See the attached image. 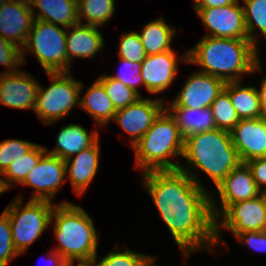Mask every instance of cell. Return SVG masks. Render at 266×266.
Masks as SVG:
<instances>
[{"instance_id":"45","label":"cell","mask_w":266,"mask_h":266,"mask_svg":"<svg viewBox=\"0 0 266 266\" xmlns=\"http://www.w3.org/2000/svg\"><path fill=\"white\" fill-rule=\"evenodd\" d=\"M7 190H9L3 181V178H0V194L5 193Z\"/></svg>"},{"instance_id":"33","label":"cell","mask_w":266,"mask_h":266,"mask_svg":"<svg viewBox=\"0 0 266 266\" xmlns=\"http://www.w3.org/2000/svg\"><path fill=\"white\" fill-rule=\"evenodd\" d=\"M34 145L35 143L19 139H7L0 142V175L12 162L22 157Z\"/></svg>"},{"instance_id":"27","label":"cell","mask_w":266,"mask_h":266,"mask_svg":"<svg viewBox=\"0 0 266 266\" xmlns=\"http://www.w3.org/2000/svg\"><path fill=\"white\" fill-rule=\"evenodd\" d=\"M46 153V147L35 144L27 153L12 162L2 173L5 186L10 189L21 184Z\"/></svg>"},{"instance_id":"43","label":"cell","mask_w":266,"mask_h":266,"mask_svg":"<svg viewBox=\"0 0 266 266\" xmlns=\"http://www.w3.org/2000/svg\"><path fill=\"white\" fill-rule=\"evenodd\" d=\"M78 263L75 264L76 260L65 261L64 266H97L96 259H86V260H77Z\"/></svg>"},{"instance_id":"39","label":"cell","mask_w":266,"mask_h":266,"mask_svg":"<svg viewBox=\"0 0 266 266\" xmlns=\"http://www.w3.org/2000/svg\"><path fill=\"white\" fill-rule=\"evenodd\" d=\"M250 168L254 181L262 193H266V157L245 162Z\"/></svg>"},{"instance_id":"37","label":"cell","mask_w":266,"mask_h":266,"mask_svg":"<svg viewBox=\"0 0 266 266\" xmlns=\"http://www.w3.org/2000/svg\"><path fill=\"white\" fill-rule=\"evenodd\" d=\"M0 64L5 66L2 73H14L18 71V67L22 65V50L16 45L8 42L0 35Z\"/></svg>"},{"instance_id":"31","label":"cell","mask_w":266,"mask_h":266,"mask_svg":"<svg viewBox=\"0 0 266 266\" xmlns=\"http://www.w3.org/2000/svg\"><path fill=\"white\" fill-rule=\"evenodd\" d=\"M211 110L217 129L231 132L240 121L229 94L223 90L211 104Z\"/></svg>"},{"instance_id":"20","label":"cell","mask_w":266,"mask_h":266,"mask_svg":"<svg viewBox=\"0 0 266 266\" xmlns=\"http://www.w3.org/2000/svg\"><path fill=\"white\" fill-rule=\"evenodd\" d=\"M103 39L97 26H90L84 23L72 25L66 30L68 62L71 64L72 59L76 57L84 59L93 58L104 47Z\"/></svg>"},{"instance_id":"6","label":"cell","mask_w":266,"mask_h":266,"mask_svg":"<svg viewBox=\"0 0 266 266\" xmlns=\"http://www.w3.org/2000/svg\"><path fill=\"white\" fill-rule=\"evenodd\" d=\"M22 197L19 193L3 209L9 216L13 245L20 255L51 225V213L55 207L50 201L29 199L22 208Z\"/></svg>"},{"instance_id":"15","label":"cell","mask_w":266,"mask_h":266,"mask_svg":"<svg viewBox=\"0 0 266 266\" xmlns=\"http://www.w3.org/2000/svg\"><path fill=\"white\" fill-rule=\"evenodd\" d=\"M225 82L199 71L190 75L179 94L165 107H186L200 109L210 107L212 102L224 90Z\"/></svg>"},{"instance_id":"8","label":"cell","mask_w":266,"mask_h":266,"mask_svg":"<svg viewBox=\"0 0 266 266\" xmlns=\"http://www.w3.org/2000/svg\"><path fill=\"white\" fill-rule=\"evenodd\" d=\"M25 52L38 59L45 73L71 70L66 53V31L56 24L35 19L22 49V63H25Z\"/></svg>"},{"instance_id":"41","label":"cell","mask_w":266,"mask_h":266,"mask_svg":"<svg viewBox=\"0 0 266 266\" xmlns=\"http://www.w3.org/2000/svg\"><path fill=\"white\" fill-rule=\"evenodd\" d=\"M258 95L260 100V106L262 110V117L266 118V77H264L261 81V86L259 88Z\"/></svg>"},{"instance_id":"19","label":"cell","mask_w":266,"mask_h":266,"mask_svg":"<svg viewBox=\"0 0 266 266\" xmlns=\"http://www.w3.org/2000/svg\"><path fill=\"white\" fill-rule=\"evenodd\" d=\"M100 148L98 139L92 146L65 161L66 177L70 180L73 191L79 196L83 195L97 173Z\"/></svg>"},{"instance_id":"5","label":"cell","mask_w":266,"mask_h":266,"mask_svg":"<svg viewBox=\"0 0 266 266\" xmlns=\"http://www.w3.org/2000/svg\"><path fill=\"white\" fill-rule=\"evenodd\" d=\"M184 137L180 133L175 118L165 108L140 140L132 148L135 165L140 170H178L181 163L171 162L170 158L182 157Z\"/></svg>"},{"instance_id":"14","label":"cell","mask_w":266,"mask_h":266,"mask_svg":"<svg viewBox=\"0 0 266 266\" xmlns=\"http://www.w3.org/2000/svg\"><path fill=\"white\" fill-rule=\"evenodd\" d=\"M179 61L188 63V52L179 56L174 50H168L146 56L139 66L148 93L160 94L172 84L178 72Z\"/></svg>"},{"instance_id":"46","label":"cell","mask_w":266,"mask_h":266,"mask_svg":"<svg viewBox=\"0 0 266 266\" xmlns=\"http://www.w3.org/2000/svg\"><path fill=\"white\" fill-rule=\"evenodd\" d=\"M11 0H0V8L6 3L9 2Z\"/></svg>"},{"instance_id":"42","label":"cell","mask_w":266,"mask_h":266,"mask_svg":"<svg viewBox=\"0 0 266 266\" xmlns=\"http://www.w3.org/2000/svg\"><path fill=\"white\" fill-rule=\"evenodd\" d=\"M49 252L47 256V261L51 264V266H64L65 260L58 252L53 251V249Z\"/></svg>"},{"instance_id":"4","label":"cell","mask_w":266,"mask_h":266,"mask_svg":"<svg viewBox=\"0 0 266 266\" xmlns=\"http://www.w3.org/2000/svg\"><path fill=\"white\" fill-rule=\"evenodd\" d=\"M93 219L78 205L67 200L56 204L51 213V224L58 252L65 261L96 258L99 233ZM55 223V224H54Z\"/></svg>"},{"instance_id":"10","label":"cell","mask_w":266,"mask_h":266,"mask_svg":"<svg viewBox=\"0 0 266 266\" xmlns=\"http://www.w3.org/2000/svg\"><path fill=\"white\" fill-rule=\"evenodd\" d=\"M239 1L218 8H193L207 28L204 36L248 39L244 10L243 6H240Z\"/></svg>"},{"instance_id":"25","label":"cell","mask_w":266,"mask_h":266,"mask_svg":"<svg viewBox=\"0 0 266 266\" xmlns=\"http://www.w3.org/2000/svg\"><path fill=\"white\" fill-rule=\"evenodd\" d=\"M224 90L229 94L240 120L262 117L259 95L255 86H243L241 81L226 82Z\"/></svg>"},{"instance_id":"44","label":"cell","mask_w":266,"mask_h":266,"mask_svg":"<svg viewBox=\"0 0 266 266\" xmlns=\"http://www.w3.org/2000/svg\"><path fill=\"white\" fill-rule=\"evenodd\" d=\"M156 256H151L148 254V256L141 262L140 266H156L155 263Z\"/></svg>"},{"instance_id":"38","label":"cell","mask_w":266,"mask_h":266,"mask_svg":"<svg viewBox=\"0 0 266 266\" xmlns=\"http://www.w3.org/2000/svg\"><path fill=\"white\" fill-rule=\"evenodd\" d=\"M235 237L248 248L266 252V227L260 232L246 231L237 234Z\"/></svg>"},{"instance_id":"34","label":"cell","mask_w":266,"mask_h":266,"mask_svg":"<svg viewBox=\"0 0 266 266\" xmlns=\"http://www.w3.org/2000/svg\"><path fill=\"white\" fill-rule=\"evenodd\" d=\"M20 254L13 245L11 225L8 214H0V266H8Z\"/></svg>"},{"instance_id":"12","label":"cell","mask_w":266,"mask_h":266,"mask_svg":"<svg viewBox=\"0 0 266 266\" xmlns=\"http://www.w3.org/2000/svg\"><path fill=\"white\" fill-rule=\"evenodd\" d=\"M165 106L163 99L140 97L135 103L118 109L113 120L129 135L131 146L134 147Z\"/></svg>"},{"instance_id":"1","label":"cell","mask_w":266,"mask_h":266,"mask_svg":"<svg viewBox=\"0 0 266 266\" xmlns=\"http://www.w3.org/2000/svg\"><path fill=\"white\" fill-rule=\"evenodd\" d=\"M142 175L141 186L148 191L183 257L216 245L211 194L207 189L179 169Z\"/></svg>"},{"instance_id":"40","label":"cell","mask_w":266,"mask_h":266,"mask_svg":"<svg viewBox=\"0 0 266 266\" xmlns=\"http://www.w3.org/2000/svg\"><path fill=\"white\" fill-rule=\"evenodd\" d=\"M238 0H198L193 8H218L236 3Z\"/></svg>"},{"instance_id":"36","label":"cell","mask_w":266,"mask_h":266,"mask_svg":"<svg viewBox=\"0 0 266 266\" xmlns=\"http://www.w3.org/2000/svg\"><path fill=\"white\" fill-rule=\"evenodd\" d=\"M119 62L122 64L121 70L115 75H110L112 78L121 81L126 86H129L139 95L138 86H143V77L141 75L140 66L132 61H128L119 58Z\"/></svg>"},{"instance_id":"26","label":"cell","mask_w":266,"mask_h":266,"mask_svg":"<svg viewBox=\"0 0 266 266\" xmlns=\"http://www.w3.org/2000/svg\"><path fill=\"white\" fill-rule=\"evenodd\" d=\"M138 34L147 55L173 50L171 42L176 35V29L167 24L162 17L145 24Z\"/></svg>"},{"instance_id":"32","label":"cell","mask_w":266,"mask_h":266,"mask_svg":"<svg viewBox=\"0 0 266 266\" xmlns=\"http://www.w3.org/2000/svg\"><path fill=\"white\" fill-rule=\"evenodd\" d=\"M119 39L118 57L140 65L147 54L138 32L124 33Z\"/></svg>"},{"instance_id":"30","label":"cell","mask_w":266,"mask_h":266,"mask_svg":"<svg viewBox=\"0 0 266 266\" xmlns=\"http://www.w3.org/2000/svg\"><path fill=\"white\" fill-rule=\"evenodd\" d=\"M97 80L103 85L106 94L112 101L116 110L127 107L142 97L129 86H126L121 81L112 78L108 74L100 75Z\"/></svg>"},{"instance_id":"16","label":"cell","mask_w":266,"mask_h":266,"mask_svg":"<svg viewBox=\"0 0 266 266\" xmlns=\"http://www.w3.org/2000/svg\"><path fill=\"white\" fill-rule=\"evenodd\" d=\"M34 21L29 0L6 2L0 8V35L22 50Z\"/></svg>"},{"instance_id":"9","label":"cell","mask_w":266,"mask_h":266,"mask_svg":"<svg viewBox=\"0 0 266 266\" xmlns=\"http://www.w3.org/2000/svg\"><path fill=\"white\" fill-rule=\"evenodd\" d=\"M266 227V193L228 205L214 219V237L216 244L223 243L220 229L230 230L234 236L246 231L260 232Z\"/></svg>"},{"instance_id":"17","label":"cell","mask_w":266,"mask_h":266,"mask_svg":"<svg viewBox=\"0 0 266 266\" xmlns=\"http://www.w3.org/2000/svg\"><path fill=\"white\" fill-rule=\"evenodd\" d=\"M39 83L26 71L0 74V104L20 110L35 108Z\"/></svg>"},{"instance_id":"2","label":"cell","mask_w":266,"mask_h":266,"mask_svg":"<svg viewBox=\"0 0 266 266\" xmlns=\"http://www.w3.org/2000/svg\"><path fill=\"white\" fill-rule=\"evenodd\" d=\"M258 51L249 39L203 36L188 50V64L201 66L199 72L225 83L242 81L243 75L261 71Z\"/></svg>"},{"instance_id":"7","label":"cell","mask_w":266,"mask_h":266,"mask_svg":"<svg viewBox=\"0 0 266 266\" xmlns=\"http://www.w3.org/2000/svg\"><path fill=\"white\" fill-rule=\"evenodd\" d=\"M51 84L43 88L40 84L34 111L44 125L66 118L77 105L84 88L83 82L75 80L70 72L47 73Z\"/></svg>"},{"instance_id":"35","label":"cell","mask_w":266,"mask_h":266,"mask_svg":"<svg viewBox=\"0 0 266 266\" xmlns=\"http://www.w3.org/2000/svg\"><path fill=\"white\" fill-rule=\"evenodd\" d=\"M117 248L109 252L99 262L96 257L97 266H140L141 262L148 256L133 252L128 247H125L124 251H119Z\"/></svg>"},{"instance_id":"24","label":"cell","mask_w":266,"mask_h":266,"mask_svg":"<svg viewBox=\"0 0 266 266\" xmlns=\"http://www.w3.org/2000/svg\"><path fill=\"white\" fill-rule=\"evenodd\" d=\"M79 106L90 114L99 127L106 126L110 120L112 121L117 111L103 85L97 79L80 98Z\"/></svg>"},{"instance_id":"3","label":"cell","mask_w":266,"mask_h":266,"mask_svg":"<svg viewBox=\"0 0 266 266\" xmlns=\"http://www.w3.org/2000/svg\"><path fill=\"white\" fill-rule=\"evenodd\" d=\"M182 157L187 163L181 164L179 170L204 189L196 171H203L217 187L241 163L231 133L217 128L184 138ZM191 167L197 170L193 171Z\"/></svg>"},{"instance_id":"28","label":"cell","mask_w":266,"mask_h":266,"mask_svg":"<svg viewBox=\"0 0 266 266\" xmlns=\"http://www.w3.org/2000/svg\"><path fill=\"white\" fill-rule=\"evenodd\" d=\"M78 20L86 25L101 27L105 25L115 12V0H80L77 2Z\"/></svg>"},{"instance_id":"11","label":"cell","mask_w":266,"mask_h":266,"mask_svg":"<svg viewBox=\"0 0 266 266\" xmlns=\"http://www.w3.org/2000/svg\"><path fill=\"white\" fill-rule=\"evenodd\" d=\"M65 181V161L46 152L20 185L34 188L30 200L52 202Z\"/></svg>"},{"instance_id":"23","label":"cell","mask_w":266,"mask_h":266,"mask_svg":"<svg viewBox=\"0 0 266 266\" xmlns=\"http://www.w3.org/2000/svg\"><path fill=\"white\" fill-rule=\"evenodd\" d=\"M175 118L184 138L200 132L216 129L211 107L192 109L186 107H165Z\"/></svg>"},{"instance_id":"13","label":"cell","mask_w":266,"mask_h":266,"mask_svg":"<svg viewBox=\"0 0 266 266\" xmlns=\"http://www.w3.org/2000/svg\"><path fill=\"white\" fill-rule=\"evenodd\" d=\"M216 189L219 193L221 209H219V205L216 203L213 196L210 195L213 219H215L228 205L255 198L262 193L253 179L250 168L246 163L242 162L222 180Z\"/></svg>"},{"instance_id":"29","label":"cell","mask_w":266,"mask_h":266,"mask_svg":"<svg viewBox=\"0 0 266 266\" xmlns=\"http://www.w3.org/2000/svg\"><path fill=\"white\" fill-rule=\"evenodd\" d=\"M245 4L244 20L248 34V39L258 47V37L255 35L256 29L266 38V0H241Z\"/></svg>"},{"instance_id":"18","label":"cell","mask_w":266,"mask_h":266,"mask_svg":"<svg viewBox=\"0 0 266 266\" xmlns=\"http://www.w3.org/2000/svg\"><path fill=\"white\" fill-rule=\"evenodd\" d=\"M242 163L266 157V118L241 119L230 132Z\"/></svg>"},{"instance_id":"22","label":"cell","mask_w":266,"mask_h":266,"mask_svg":"<svg viewBox=\"0 0 266 266\" xmlns=\"http://www.w3.org/2000/svg\"><path fill=\"white\" fill-rule=\"evenodd\" d=\"M35 19L62 25L68 29L78 24V6L76 0H29ZM33 7H37L38 15Z\"/></svg>"},{"instance_id":"21","label":"cell","mask_w":266,"mask_h":266,"mask_svg":"<svg viewBox=\"0 0 266 266\" xmlns=\"http://www.w3.org/2000/svg\"><path fill=\"white\" fill-rule=\"evenodd\" d=\"M98 139V130H94L89 134L81 125L71 123L61 127L57 136L56 146L51 151L46 148V152L66 161L92 146Z\"/></svg>"}]
</instances>
